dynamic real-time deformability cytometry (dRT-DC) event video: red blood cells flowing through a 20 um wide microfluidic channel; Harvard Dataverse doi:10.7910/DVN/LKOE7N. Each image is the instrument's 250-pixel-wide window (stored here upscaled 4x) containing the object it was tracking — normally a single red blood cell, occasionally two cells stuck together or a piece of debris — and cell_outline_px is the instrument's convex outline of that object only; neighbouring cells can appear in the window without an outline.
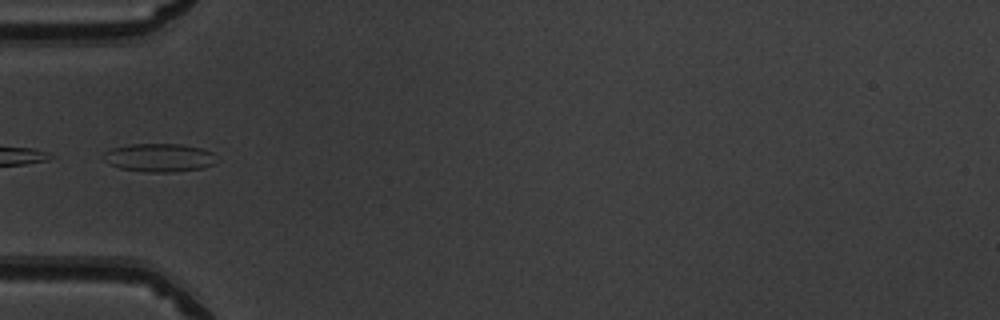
{"species": "common noctule bat (a hibernating species)", "species_latin": "Nyctalus noctula", "temperature_condition": "warm", "stored_images_in_passage": 10, "camera_frame_rate_fps": 3000, "um_per_image_px": 0.085, "animal": {"sex": "male", "body_mass_g": 19.5, "forearm_length_mm": 54.6}, "frame": {"image": 1, "passage_image": 1, "time_ms": 0.0, "image_size_px": [1000, 320], "cell_outline_px": [[220, 160], [216, 164], [204, 168], [172, 172], [144, 172], [120, 168], [108, 164], [100, 156], [104, 152], [112, 148], [128, 144], [180, 144], [204, 148], [212, 152]], "centroid_in_image_um": [13.57, 13.4], "position_along_channel_um": 71.4, "area_um2": 19.19}}
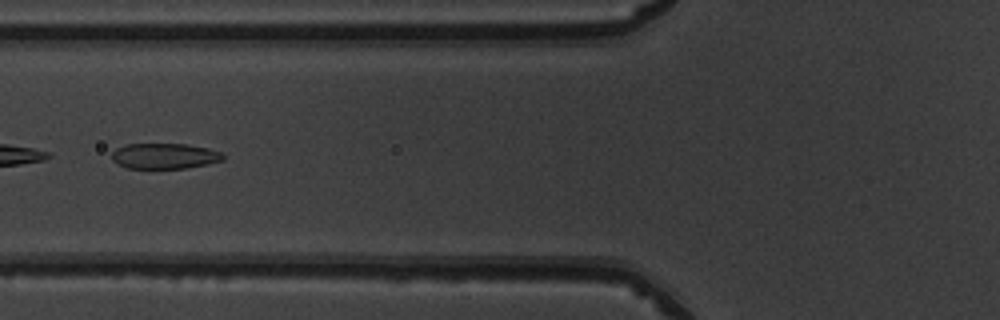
{"frame": {"image": 2, "passage_image": 4, "time_ms": 1.0, "image_size_px": [1000, 320], "cell_outline_px": [[224, 160], [208, 164], [184, 168], [128, 168], [112, 160], [112, 152], [116, 148], [128, 144], [188, 144], [208, 148], [220, 152], [224, 156]], "centroid_in_image_um": [14.0, 13.25], "position_along_channel_um": 111.8, "area_um2": 16.47}}